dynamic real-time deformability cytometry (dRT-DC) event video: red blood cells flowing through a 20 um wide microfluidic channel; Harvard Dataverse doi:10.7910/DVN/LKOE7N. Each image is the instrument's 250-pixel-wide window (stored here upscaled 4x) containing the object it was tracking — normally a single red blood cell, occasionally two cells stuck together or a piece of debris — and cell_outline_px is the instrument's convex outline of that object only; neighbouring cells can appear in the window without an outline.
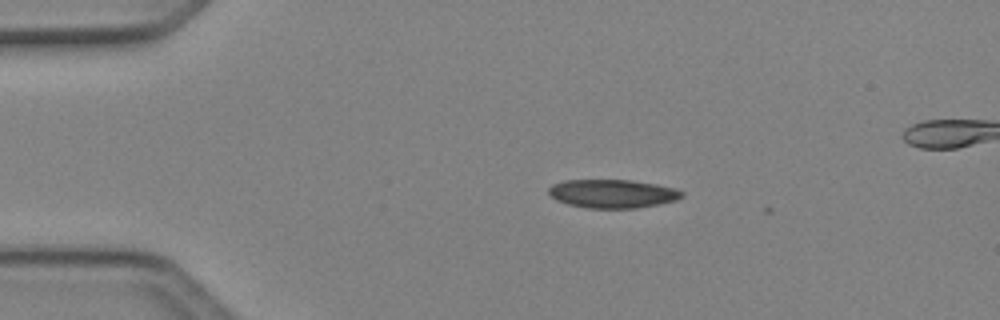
{"species": "Egyptian fruit bat (a non-hibernating species)", "species_latin": "Rousettus aegyptiacus", "temperature_condition": "cold", "stored_images_in_passage": 2, "camera_frame_rate_fps": 3000, "um_per_image_px": 0.085, "animal": {"sex": "female"}, "frame": {"image": 1, "passage_image": 1, "time_ms": 0.0, "image_size_px": [1000, 320], "cell_outline_px": [[684, 196], [676, 200], [660, 204], [636, 208], [588, 208], [568, 204], [556, 200], [548, 192], [548, 188], [552, 184], [564, 180], [632, 180], [656, 184], [676, 188], [684, 192]], "centroid_in_image_um": [52.09, 16.46], "position_along_channel_um": 32.9, "area_um2": 22.25}}